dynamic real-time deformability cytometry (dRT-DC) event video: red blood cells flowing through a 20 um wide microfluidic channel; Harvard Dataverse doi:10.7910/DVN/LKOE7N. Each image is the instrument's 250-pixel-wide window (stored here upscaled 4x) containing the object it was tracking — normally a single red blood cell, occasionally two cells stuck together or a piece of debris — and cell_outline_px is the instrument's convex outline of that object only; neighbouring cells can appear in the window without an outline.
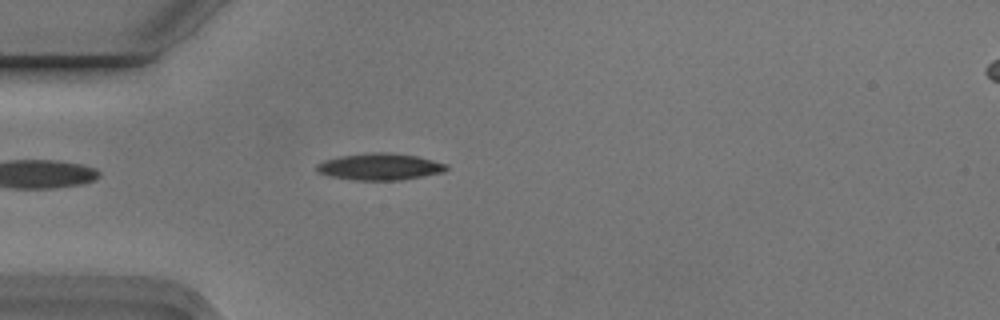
{"species": "Egyptian fruit bat (a non-hibernating species)", "species_latin": "Rousettus aegyptiacus", "temperature_condition": "cold", "stored_images_in_passage": 2, "camera_frame_rate_fps": 3000, "um_per_image_px": 0.085, "animal": {"sex": "male"}, "frame": {"image": 1, "passage_image": 2, "time_ms": 0.333, "image_size_px": [1000, 320], "cell_outline_px": [[448, 168], [444, 172], [424, 176], [400, 180], [352, 180], [328, 176], [316, 172], [316, 164], [324, 160], [340, 156], [372, 152], [388, 152], [416, 156], [448, 164]], "centroid_in_image_um": [32.26, 14.17], "position_along_channel_um": 52.7, "area_um2": 20.35}}